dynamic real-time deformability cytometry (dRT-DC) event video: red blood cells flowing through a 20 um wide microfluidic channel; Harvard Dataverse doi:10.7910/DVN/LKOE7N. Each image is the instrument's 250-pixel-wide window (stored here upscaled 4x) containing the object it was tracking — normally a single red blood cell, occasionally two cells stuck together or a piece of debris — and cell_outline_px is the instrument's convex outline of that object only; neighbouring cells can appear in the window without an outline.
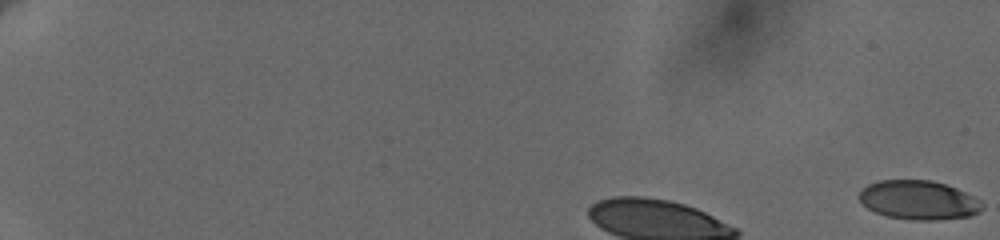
{"species": "human", "species_latin": "Homo sapiens", "temperature_condition": "cold", "stored_images_in_passage": 8, "camera_frame_rate_fps": 3000, "um_per_image_px": 0.085, "donor": {"sex": "female"}, "frame": {"image": 1, "passage_image": 1, "time_ms": 0.0, "image_size_px": [1000, 240], "cell_outline_px": [[984, 208], [980, 212], [968, 216], [936, 220], [912, 220], [888, 216], [876, 212], [868, 208], [856, 196], [868, 184], [880, 180], [932, 180], [956, 188], [980, 200], [984, 204]], "centroid_in_image_um": [78.09, 17.01], "position_along_channel_um": 6.9, "area_um2": 27.92}}